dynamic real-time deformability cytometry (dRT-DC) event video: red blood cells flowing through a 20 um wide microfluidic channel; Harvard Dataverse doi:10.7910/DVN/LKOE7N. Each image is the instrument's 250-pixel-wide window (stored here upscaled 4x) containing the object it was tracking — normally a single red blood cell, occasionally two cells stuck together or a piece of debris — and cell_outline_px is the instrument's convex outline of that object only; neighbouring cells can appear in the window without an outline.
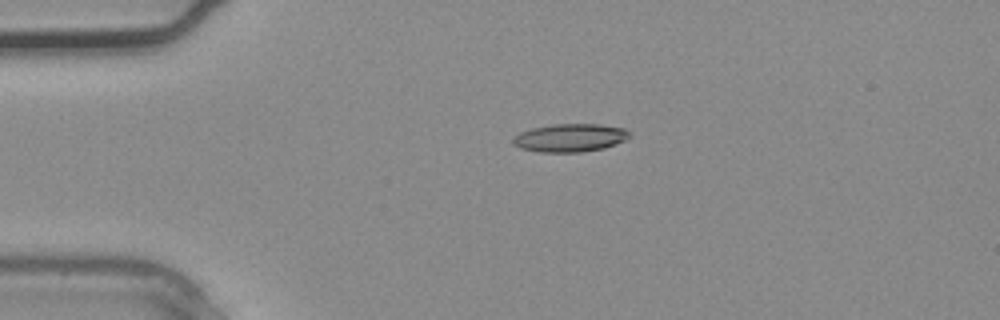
{"species": "common noctule bat (a hibernating species)", "species_latin": "Nyctalus noctula", "temperature_condition": "warm", "stored_images_in_passage": 3, "camera_frame_rate_fps": 3000, "um_per_image_px": 0.085, "animal": {"sex": "male", "body_mass_g": 20.4}, "frame": {"image": 1, "passage_image": 2, "time_ms": 0.333, "image_size_px": [1000, 320], "cell_outline_px": [[632, 136], [616, 144], [604, 148], [580, 152], [540, 152], [520, 148], [512, 144], [512, 140], [520, 132], [532, 128], [552, 124], [600, 124], [628, 128], [632, 132]], "centroid_in_image_um": [48.51, 11.7], "position_along_channel_um": 36.5, "area_um2": 19.31}}